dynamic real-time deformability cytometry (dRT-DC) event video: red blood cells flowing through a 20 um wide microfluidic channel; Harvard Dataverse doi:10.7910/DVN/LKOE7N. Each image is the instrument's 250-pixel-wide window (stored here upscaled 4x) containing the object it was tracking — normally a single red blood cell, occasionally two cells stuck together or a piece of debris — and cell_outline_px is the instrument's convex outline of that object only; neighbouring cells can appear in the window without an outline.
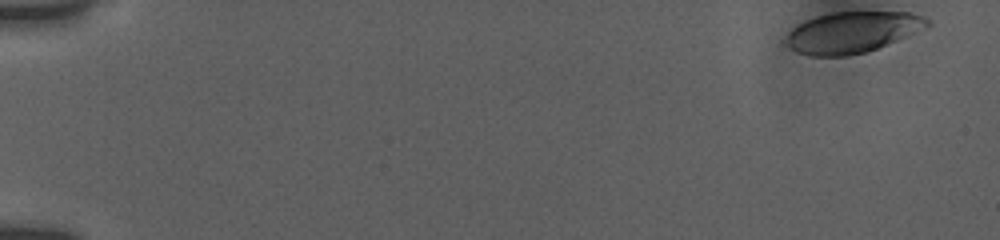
{"species": "human", "species_latin": "Homo sapiens", "temperature_condition": "room temperature", "stored_images_in_passage": 20, "camera_frame_rate_fps": 3000, "um_per_image_px": 0.085, "donor": {"sex": "female"}, "frame": {"image": 1, "passage_image": 1, "time_ms": 0.0, "image_size_px": [1000, 240], "cell_outline_px": [[932, 24], [908, 36], [868, 52], [848, 56], [812, 56], [796, 52], [780, 40], [796, 24], [804, 20], [816, 16], [832, 12], [908, 12], [924, 16], [932, 20]], "centroid_in_image_um": [72.41, 2.74], "position_along_channel_um": 12.6, "area_um2": 34.45}}
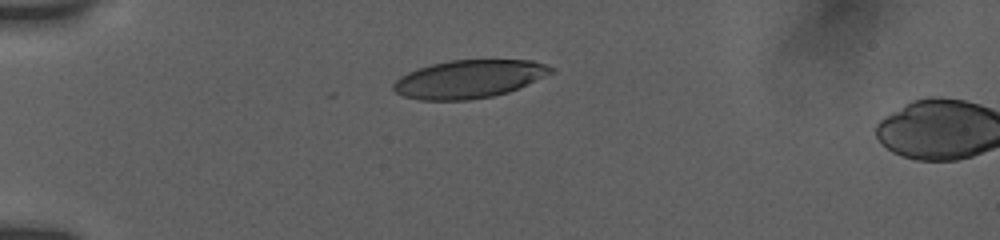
{"frame": {"image": 2, "passage_image": 16, "time_ms": 4.333, "image_size_px": [1000, 240], "cell_outline_px": [[556, 72], [508, 92], [492, 96], [468, 100], [420, 100], [404, 96], [396, 92], [392, 88], [392, 84], [400, 76], [408, 72], [432, 64], [452, 60], [532, 60], [556, 68]], "centroid_in_image_um": [39.89, 6.72], "position_along_channel_um": 45.1, "area_um2": 34.91}}